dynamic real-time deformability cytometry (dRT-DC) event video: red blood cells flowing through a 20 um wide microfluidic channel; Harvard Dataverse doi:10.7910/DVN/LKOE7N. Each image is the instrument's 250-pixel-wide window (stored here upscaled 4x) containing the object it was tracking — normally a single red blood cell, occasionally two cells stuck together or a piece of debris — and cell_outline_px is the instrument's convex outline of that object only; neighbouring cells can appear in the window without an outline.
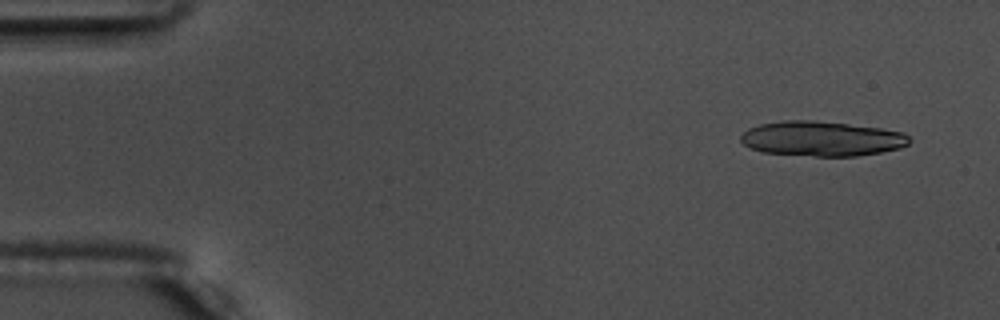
{"species": "common noctule bat (a hibernating species)", "species_latin": "Nyctalus noctula", "temperature_condition": "warm", "stored_images_in_passage": 17, "camera_frame_rate_fps": 3000, "um_per_image_px": 0.085, "animal": {"sex": "male", "body_mass_g": 17.5, "forearm_length_mm": 52.3}, "frame": {"image": 1, "passage_image": 4, "time_ms": 1.0, "image_size_px": [1000, 320], "cell_outline_px": [[912, 140], [908, 144], [900, 148], [880, 152], [856, 156], [816, 156], [764, 152], [752, 148], [744, 144], [740, 140], [740, 136], [748, 128], [760, 124], [784, 120], [812, 120], [848, 124], [880, 128], [904, 132]], "centroid_in_image_um": [69.86, 11.78], "position_along_channel_um": 15.1, "area_um2": 34.16}}